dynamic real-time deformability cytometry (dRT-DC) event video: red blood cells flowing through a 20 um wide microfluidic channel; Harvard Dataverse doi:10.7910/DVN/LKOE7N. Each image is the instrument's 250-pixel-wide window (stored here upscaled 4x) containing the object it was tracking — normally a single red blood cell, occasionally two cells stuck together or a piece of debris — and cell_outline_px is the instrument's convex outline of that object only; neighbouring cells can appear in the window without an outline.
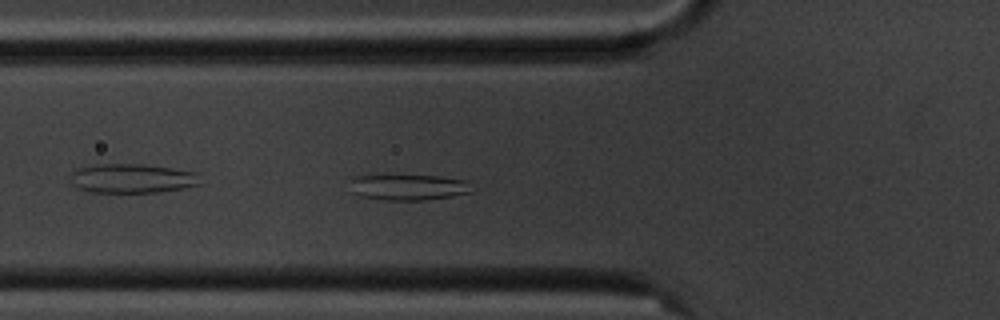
{"species": "common noctule bat (a hibernating species)", "species_latin": "Nyctalus noctula", "temperature_condition": "cold", "stored_images_in_passage": 41, "camera_frame_rate_fps": 3000, "um_per_image_px": 0.085, "animal": {"sex": "male", "body_mass_g": 20.1, "forearm_length_mm": 53.5}, "frame": {"image": 1, "passage_image": 4, "time_ms": 1.0, "image_size_px": [1000, 320], "cell_outline_px": [[476, 192], [452, 196], [424, 200], [384, 200], [360, 196], [352, 192], [348, 180], [348, 176], [388, 172], [440, 176], [468, 180]], "centroid_in_image_um": [34.64, 15.84], "position_along_channel_um": 91.2, "area_um2": 20.0}}
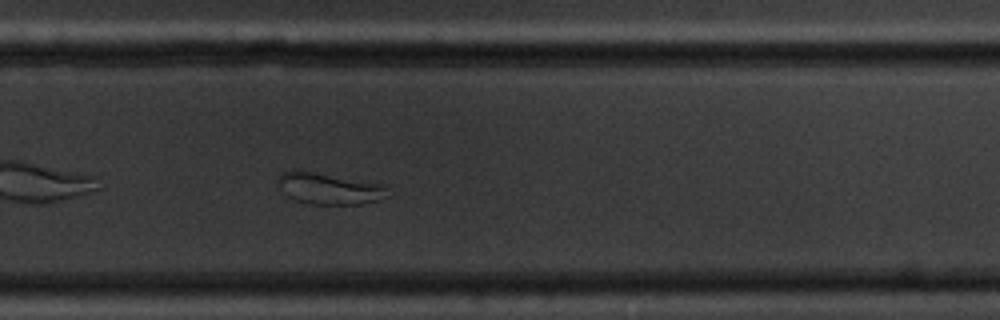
{"frame": {"image": 2, "passage_image": 22, "time_ms": 7.0, "image_size_px": [1000, 320], "cell_outline_px": [[392, 196], [380, 200], [360, 204], [308, 204], [296, 200], [288, 196], [276, 188], [276, 180], [284, 172], [292, 168], [300, 168], [380, 184]], "centroid_in_image_um": [27.89, 16.0], "position_along_channel_um": 301.9, "area_um2": 20.69}}
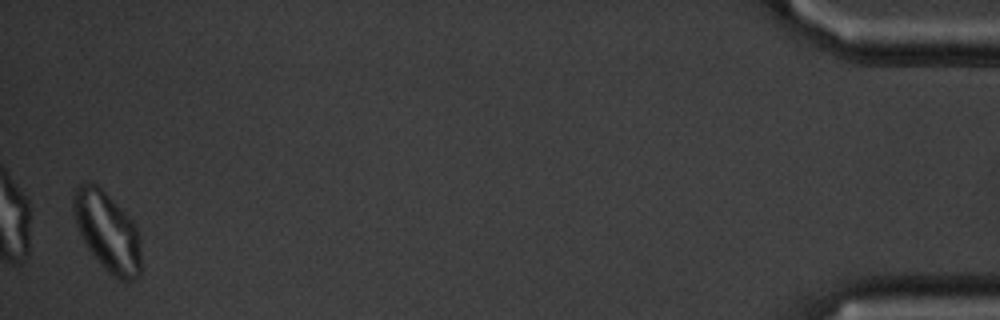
{"frame": {"image": 3, "passage_image": 40, "time_ms": 13.0, "image_size_px": [1000, 320], "cell_outline_px": [[140, 276], [132, 280], [120, 280], [108, 272], [100, 264], [88, 248], [76, 224], [72, 208], [72, 196], [80, 180], [92, 180], [136, 224], [140, 236]], "centroid_in_image_um": [9.11, 19.65], "position_along_channel_um": 426.1, "area_um2": 31.33}}